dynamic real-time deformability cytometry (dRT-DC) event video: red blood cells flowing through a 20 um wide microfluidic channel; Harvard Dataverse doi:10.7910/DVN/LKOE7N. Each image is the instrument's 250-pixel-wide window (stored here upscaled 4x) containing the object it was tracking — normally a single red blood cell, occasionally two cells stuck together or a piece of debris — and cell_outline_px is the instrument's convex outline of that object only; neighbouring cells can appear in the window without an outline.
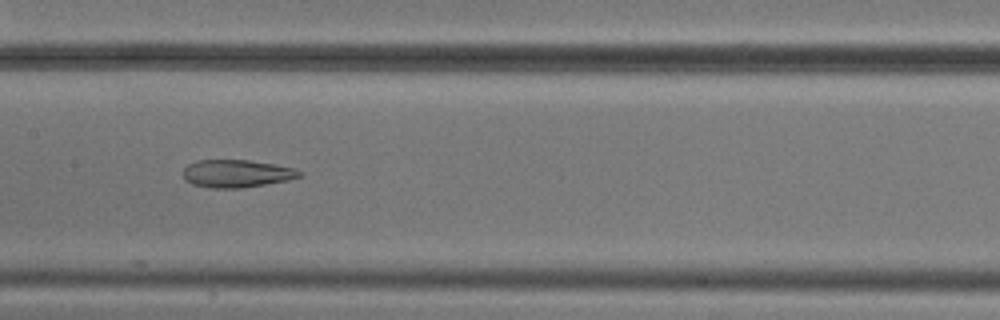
{"species": "common noctule bat (a hibernating species)", "species_latin": "Nyctalus noctula", "temperature_condition": "cold", "stored_images_in_passage": 14, "camera_frame_rate_fps": 3000, "um_per_image_px": 0.085, "animal": {"sex": "male", "body_mass_g": 20.5, "forearm_length_mm": 52.5}, "frame": {"image": 1, "passage_image": 7, "time_ms": 8.0, "image_size_px": [1000, 320], "cell_outline_px": [[304, 176], [288, 180], [244, 188], [212, 188], [192, 184], [184, 180], [184, 168], [188, 164], [196, 160], [248, 160], [272, 164], [292, 168], [304, 172]], "centroid_in_image_um": [20.12, 14.76], "position_along_channel_um": 187.3, "area_um2": 18.84}}
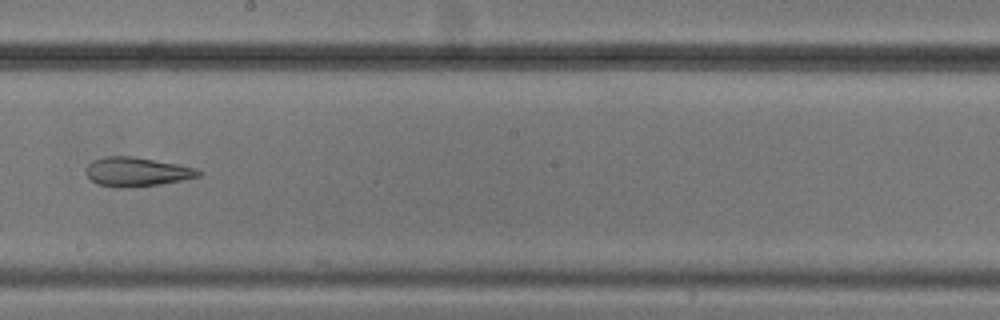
{"frame": {"image": 2, "passage_image": 8, "time_ms": 9.333, "image_size_px": [1000, 320], "cell_outline_px": [[204, 172], [200, 176], [160, 184], [132, 188], [116, 188], [96, 184], [84, 172], [84, 168], [92, 160], [104, 156], [132, 156], [180, 164], [196, 168]], "centroid_in_image_um": [11.6, 14.6], "position_along_channel_um": 236.6, "area_um2": 19.48}, "authors_computed_cell_mechanics": {"area_um2": 26.0678, "velocity_mm_per_s": 3.6938, "shape_relaxation_time_tau1_ms": null, "shape_relaxation_time_tau2_ms": 2.5408, "deformation_change_tau1": null, "deformation_change_tau2": 0.0643}}